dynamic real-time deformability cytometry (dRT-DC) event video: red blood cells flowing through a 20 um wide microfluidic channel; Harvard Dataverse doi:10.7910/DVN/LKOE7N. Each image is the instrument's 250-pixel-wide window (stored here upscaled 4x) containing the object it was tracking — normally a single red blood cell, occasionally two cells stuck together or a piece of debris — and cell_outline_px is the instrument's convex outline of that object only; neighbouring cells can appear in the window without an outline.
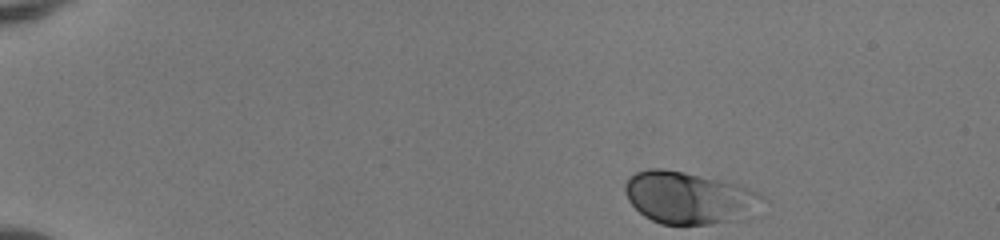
{"species": "human", "species_latin": "Homo sapiens", "temperature_condition": "room temperature", "stored_images_in_passage": 44, "camera_frame_rate_fps": 3000, "um_per_image_px": 0.085, "donor": {"sex": "female"}, "frame": {"image": 1, "passage_image": 1, "time_ms": 0.0, "image_size_px": [1000, 240], "cell_outline_px": [[768, 200], [752, 216], [744, 220], [708, 224], [660, 224], [644, 216], [628, 200], [624, 192], [624, 184], [628, 176], [636, 172], [648, 168], [664, 168], [684, 172], [748, 188], [760, 192]], "centroid_in_image_um": [58.6, 16.83], "position_along_channel_um": 26.4, "area_um2": 42.19}}
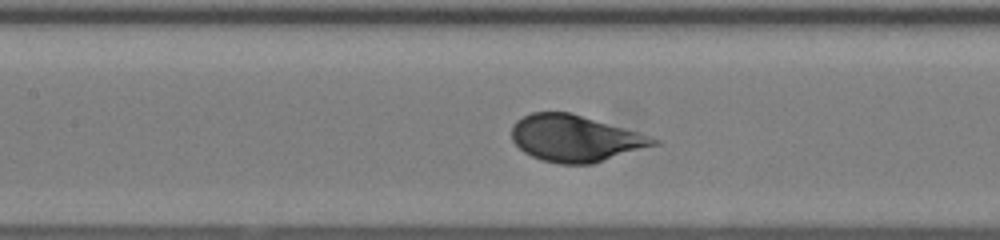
{"frame": {"image": 2, "passage_image": 19, "time_ms": 6.0, "image_size_px": [1000, 240], "cell_outline_px": [[660, 144], [592, 164], [560, 164], [540, 160], [524, 152], [512, 140], [512, 124], [516, 120], [532, 112], [568, 112], [636, 132], [660, 140]], "centroid_in_image_um": [48.86, 11.78], "position_along_channel_um": 158.5, "area_um2": 38.09}}
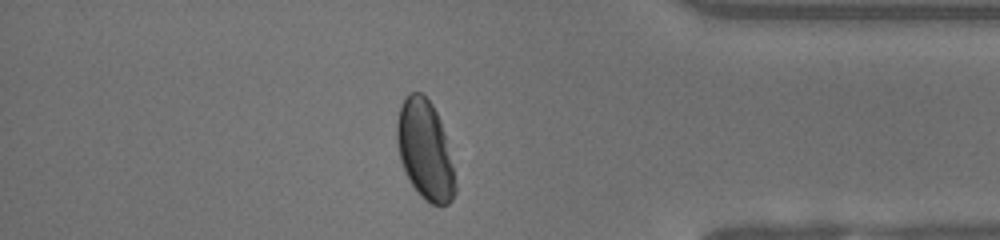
{"frame": {"image": 3, "passage_image": 38, "time_ms": 12.333, "image_size_px": [1000, 240], "cell_outline_px": [[456, 192], [452, 200], [448, 204], [432, 204], [424, 200], [420, 196], [412, 184], [400, 160], [396, 140], [396, 124], [400, 104], [408, 92], [420, 92], [432, 104], [440, 120], [452, 164], [456, 188]], "centroid_in_image_um": [36.1, 12.74], "position_along_channel_um": 399.1, "area_um2": 33.41}, "authors_computed_cell_mechanics": {"area_um2": 38.8416, "velocity_mm_per_s": 4.0509, "shape_relaxation_time_tau1_ms": 2.0499, "shape_relaxation_time_tau2_ms": null, "deformation_change_tau1": 0.1138, "deformation_change_tau2": null}}